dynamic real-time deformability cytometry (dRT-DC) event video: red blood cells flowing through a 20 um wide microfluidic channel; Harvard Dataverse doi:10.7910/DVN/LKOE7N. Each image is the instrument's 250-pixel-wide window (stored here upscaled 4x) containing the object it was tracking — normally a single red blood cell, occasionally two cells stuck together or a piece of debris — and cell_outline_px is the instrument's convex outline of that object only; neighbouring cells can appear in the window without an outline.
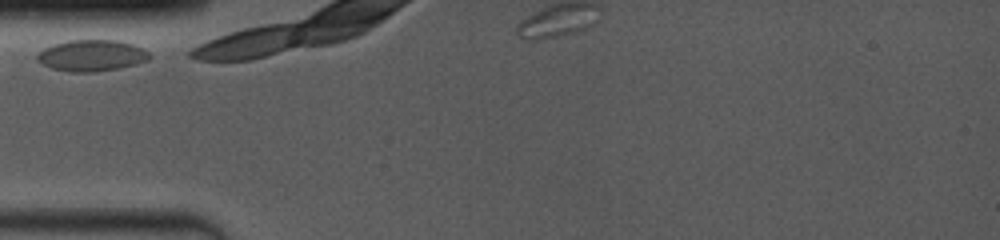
{"species": "common noctule bat (a hibernating species)", "species_latin": "Nyctalus noctula", "temperature_condition": "room temperature", "stored_images_in_passage": 4, "camera_frame_rate_fps": 4000, "um_per_image_px": 0.085, "animal": {"sex": "female", "body_mass_g": 19.0, "forearm_length_mm": 53.3}, "frame": {"image": 1, "passage_image": 1, "time_ms": 0.0, "image_size_px": [1000, 240], "cell_outline_px": [[152, 56], [148, 60], [136, 64], [120, 68], [96, 72], [68, 72], [52, 68], [44, 64], [36, 56], [44, 48], [52, 44], [68, 40], [116, 40], [132, 44], [148, 52]], "centroid_in_image_um": [7.8, 4.72], "position_along_channel_um": 77.2, "area_um2": 20.4}}